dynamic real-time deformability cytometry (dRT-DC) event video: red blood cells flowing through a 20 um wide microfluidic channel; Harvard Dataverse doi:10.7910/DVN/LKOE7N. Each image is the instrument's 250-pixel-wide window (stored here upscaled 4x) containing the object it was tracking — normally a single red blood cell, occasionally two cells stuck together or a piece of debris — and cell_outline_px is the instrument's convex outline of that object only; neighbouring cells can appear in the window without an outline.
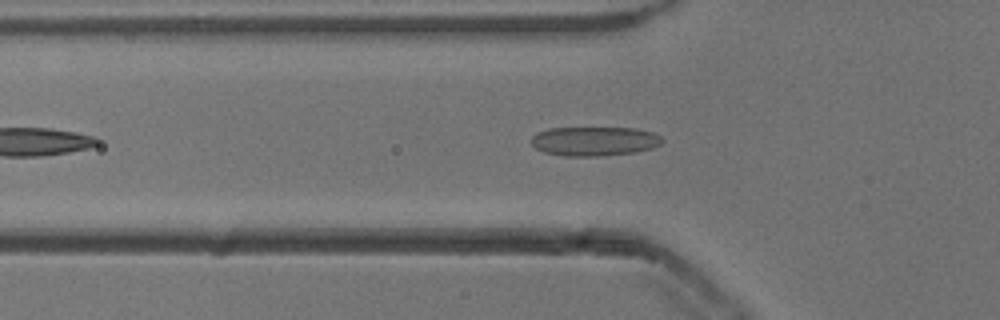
{"species": "common noctule bat (a hibernating species)", "species_latin": "Nyctalus noctula", "temperature_condition": "cold", "stored_images_in_passage": 36, "camera_frame_rate_fps": 3000, "um_per_image_px": 0.085, "animal": {"sex": "male", "body_mass_g": 13.3}, "frame": {"image": 1, "passage_image": 8, "time_ms": 2.333, "image_size_px": [1000, 320], "cell_outline_px": [[664, 140], [660, 144], [652, 148], [632, 152], [600, 156], [564, 156], [544, 152], [536, 148], [532, 144], [532, 136], [536, 132], [548, 128], [636, 128], [652, 132], [660, 136]], "centroid_in_image_um": [50.5, 11.99], "position_along_channel_um": 75.3, "area_um2": 22.25}}
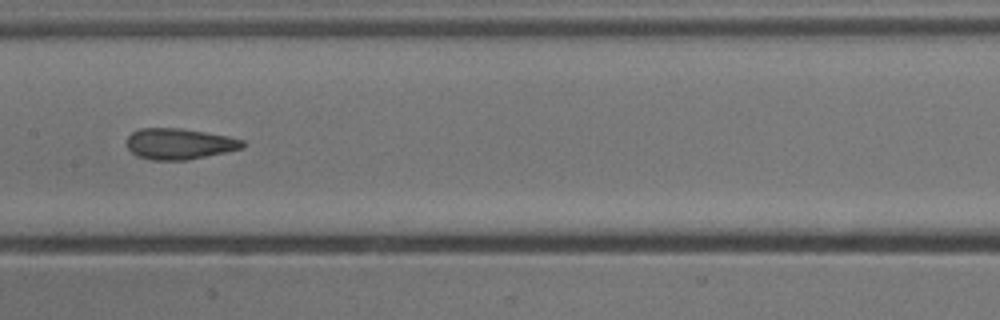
{"frame": {"image": 2, "passage_image": 17, "time_ms": 5.333, "image_size_px": [1000, 320], "cell_outline_px": [[244, 148], [188, 160], [152, 160], [136, 156], [128, 148], [128, 136], [132, 132], [140, 128], [180, 128], [228, 136], [244, 140]], "centroid_in_image_um": [15.25, 12.23], "position_along_channel_um": 192.2, "area_um2": 20.87}}
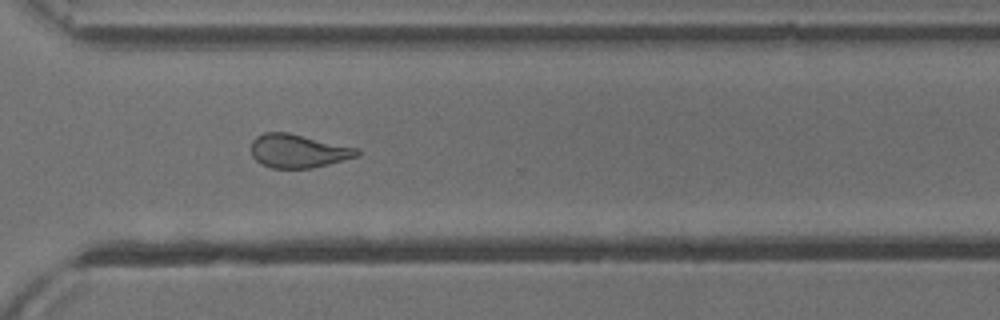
{"frame": {"image": 3, "passage_image": 29, "time_ms": 9.333, "image_size_px": [1000, 320], "cell_outline_px": [[360, 156], [312, 168], [272, 168], [260, 164], [252, 156], [252, 140], [256, 136], [264, 132], [288, 132], [356, 148], [360, 152]], "centroid_in_image_um": [25.32, 12.83], "position_along_channel_um": 345.3, "area_um2": 20.63}, "authors_computed_cell_mechanics": {"area_um2": 21.0103, "velocity_mm_per_s": 3.8536, "shape_relaxation_time_tau1_ms": 10.0425, "shape_relaxation_time_tau2_ms": 2.255, "deformation_change_tau1": 0.1984, "deformation_change_tau2": 0.0849}}